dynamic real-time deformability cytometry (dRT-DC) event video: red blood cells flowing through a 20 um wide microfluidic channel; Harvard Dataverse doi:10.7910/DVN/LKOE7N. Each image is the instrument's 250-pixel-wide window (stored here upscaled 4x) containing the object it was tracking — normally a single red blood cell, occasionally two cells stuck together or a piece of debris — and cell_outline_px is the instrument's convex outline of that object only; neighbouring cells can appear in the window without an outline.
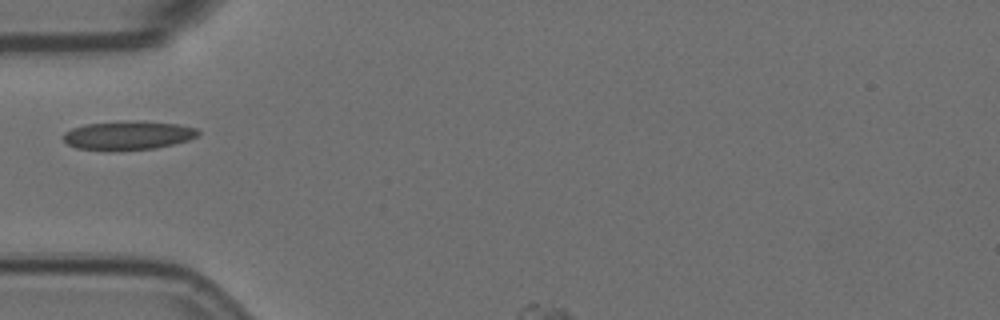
{"species": "Egyptian fruit bat (a non-hibernating species)", "species_latin": "Rousettus aegyptiacus", "temperature_condition": "room temperature", "stored_images_in_passage": 2, "camera_frame_rate_fps": 3000, "um_per_image_px": 0.085, "animal": {"sex": "female"}, "frame": {"image": 1, "passage_image": 1, "time_ms": 0.0, "image_size_px": [1000, 320], "cell_outline_px": [[200, 132], [196, 136], [188, 140], [156, 148], [76, 148], [68, 144], [60, 136], [64, 132], [72, 128], [84, 124], [124, 120], [140, 120], [176, 124], [196, 128]], "centroid_in_image_um": [10.87, 11.45], "position_along_channel_um": 74.1, "area_um2": 22.08}}